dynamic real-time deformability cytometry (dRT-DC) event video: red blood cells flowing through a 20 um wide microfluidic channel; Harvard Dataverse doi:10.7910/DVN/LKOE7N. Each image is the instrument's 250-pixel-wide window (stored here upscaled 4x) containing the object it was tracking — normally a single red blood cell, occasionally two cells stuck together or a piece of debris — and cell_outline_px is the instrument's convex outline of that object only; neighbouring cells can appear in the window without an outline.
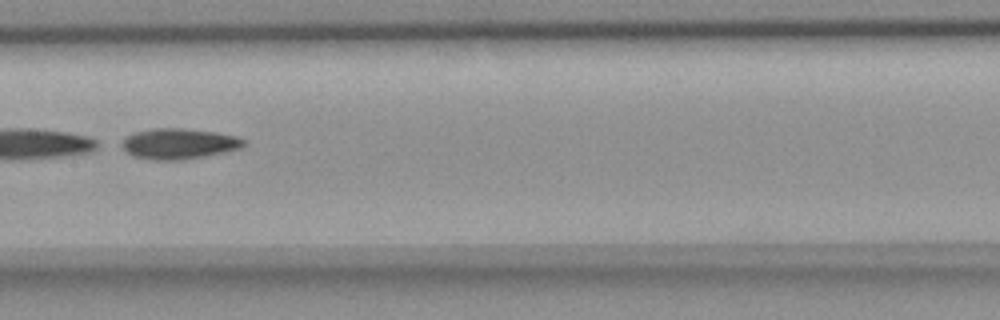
{"species": "common noctule bat (a hibernating species)", "species_latin": "Nyctalus noctula", "temperature_condition": "room temperature", "stored_images_in_passage": 50, "camera_frame_rate_fps": 3000, "um_per_image_px": 0.085, "animal": {"sex": "female", "body_mass_g": 18.4}, "frame": {"image": 1, "passage_image": 23, "time_ms": 7.333, "image_size_px": [1000, 320], "cell_outline_px": [[244, 144], [240, 148], [224, 152], [204, 156], [180, 160], [152, 160], [132, 156], [116, 144], [124, 136], [132, 132], [156, 128], [180, 128], [216, 132], [236, 136], [244, 140]], "centroid_in_image_um": [15.08, 12.21], "position_along_channel_um": 192.3, "area_um2": 22.02}}
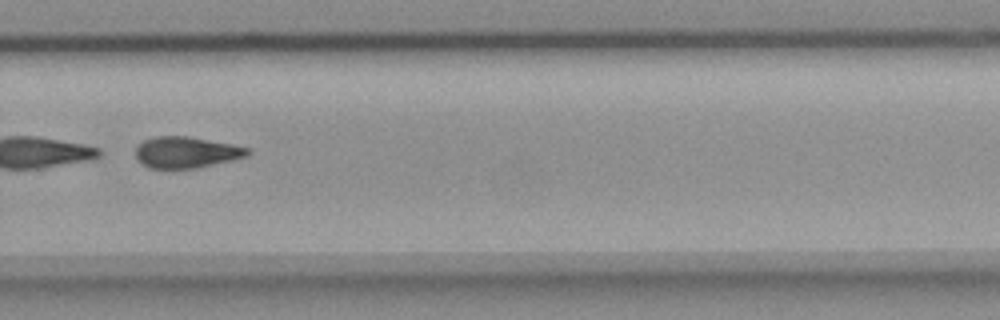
{"frame": {"image": 2, "passage_image": 33, "time_ms": 10.667, "image_size_px": [1000, 320], "cell_outline_px": [[248, 156], [232, 160], [196, 168], [148, 168], [140, 164], [136, 160], [136, 148], [144, 140], [152, 136], [188, 136], [232, 144], [248, 148]], "centroid_in_image_um": [15.78, 12.95], "position_along_channel_um": 314.0, "area_um2": 20.4}}